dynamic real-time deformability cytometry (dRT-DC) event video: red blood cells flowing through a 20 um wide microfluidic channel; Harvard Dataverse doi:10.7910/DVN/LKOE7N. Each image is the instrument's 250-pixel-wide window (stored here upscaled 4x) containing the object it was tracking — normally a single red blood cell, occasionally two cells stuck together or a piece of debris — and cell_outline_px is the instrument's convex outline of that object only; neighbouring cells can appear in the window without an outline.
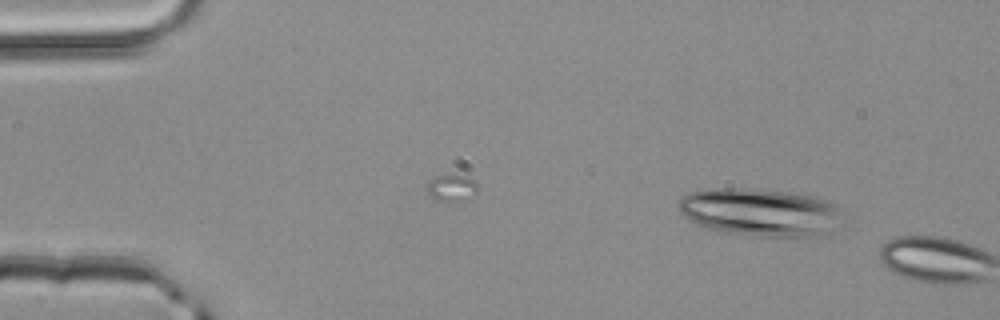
{"species": "common noctule bat (a hibernating species)", "species_latin": "Nyctalus noctula", "temperature_condition": "room temperature", "stored_images_in_passage": 3, "camera_frame_rate_fps": 3000, "um_per_image_px": 0.085, "animal": {"sex": "male", "body_mass_g": 20.4}, "frame": {"image": 1, "passage_image": 1, "time_ms": 0.0, "image_size_px": [1000, 320], "cell_outline_px": [[840, 208], [824, 232], [820, 236], [756, 236], [724, 232], [708, 228], [696, 224], [688, 220], [680, 212], [680, 200], [688, 192], [708, 188], [744, 188], [788, 192], [812, 196], [832, 200]], "centroid_in_image_um": [64.48, 18.01], "position_along_channel_um": 20.5, "area_um2": 44.8}}